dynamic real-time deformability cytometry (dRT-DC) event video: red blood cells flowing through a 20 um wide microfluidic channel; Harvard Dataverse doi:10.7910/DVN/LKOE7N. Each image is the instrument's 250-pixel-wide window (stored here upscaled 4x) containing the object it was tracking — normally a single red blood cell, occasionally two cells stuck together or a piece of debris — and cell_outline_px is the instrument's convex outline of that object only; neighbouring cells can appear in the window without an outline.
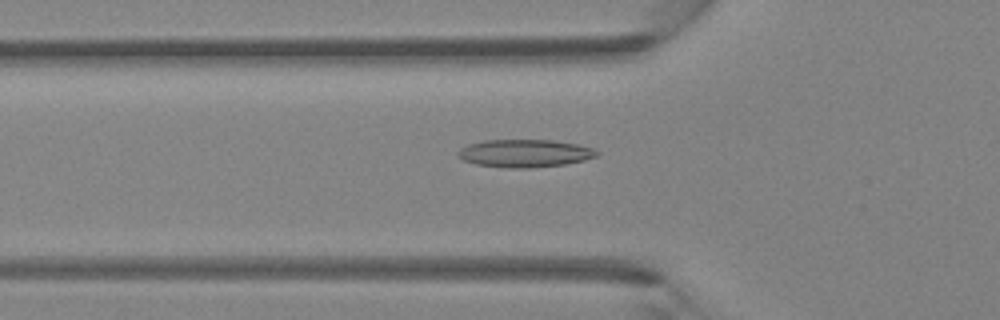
{"species": "Egyptian fruit bat (a non-hibernating species)", "species_latin": "Rousettus aegyptiacus", "temperature_condition": "room temperature", "stored_images_in_passage": 42, "camera_frame_rate_fps": 3000, "um_per_image_px": 0.085, "animal": {"sex": "female"}, "frame": {"image": 1, "passage_image": 12, "time_ms": 3.667, "image_size_px": [1000, 320], "cell_outline_px": [[600, 152], [596, 156], [584, 160], [564, 164], [528, 168], [504, 168], [476, 164], [464, 160], [456, 156], [456, 152], [460, 148], [468, 144], [484, 140], [552, 140], [576, 144], [592, 148]], "centroid_in_image_um": [44.55, 13.03], "position_along_channel_um": 81.2, "area_um2": 22.48}}
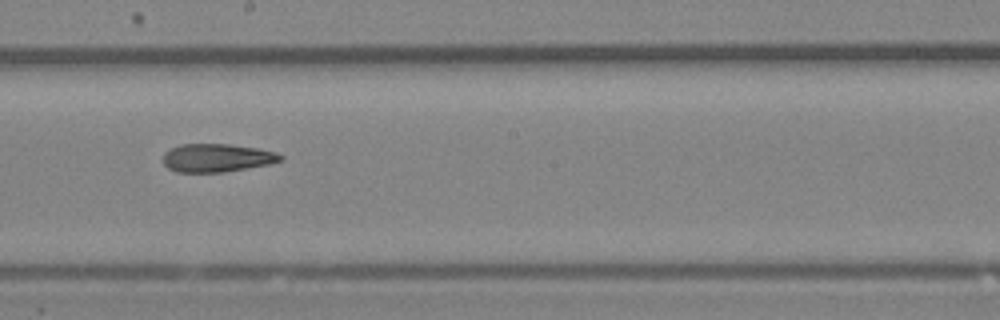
{"frame": {"image": 2, "passage_image": 22, "time_ms": 7.0, "image_size_px": [1000, 320], "cell_outline_px": [[284, 160], [268, 164], [224, 172], [176, 172], [168, 168], [164, 164], [164, 152], [180, 144], [228, 144], [256, 148], [276, 152], [284, 156]], "centroid_in_image_um": [18.44, 13.42], "position_along_channel_um": 229.8, "area_um2": 19.25}}
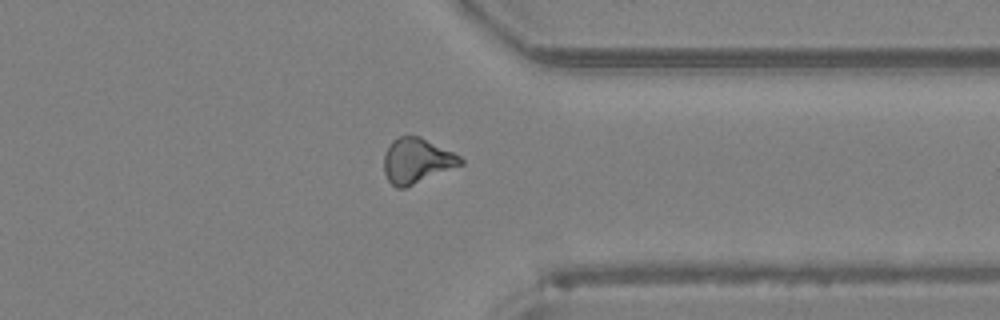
{"frame": {"image": 3, "passage_image": 32, "time_ms": 10.333, "image_size_px": [1000, 320], "cell_outline_px": [[464, 164], [404, 188], [396, 188], [388, 180], [384, 172], [384, 152], [392, 140], [400, 136], [420, 136], [460, 156], [464, 160]], "centroid_in_image_um": [35.41, 13.66], "position_along_channel_um": 376.0, "area_um2": 20.06}}